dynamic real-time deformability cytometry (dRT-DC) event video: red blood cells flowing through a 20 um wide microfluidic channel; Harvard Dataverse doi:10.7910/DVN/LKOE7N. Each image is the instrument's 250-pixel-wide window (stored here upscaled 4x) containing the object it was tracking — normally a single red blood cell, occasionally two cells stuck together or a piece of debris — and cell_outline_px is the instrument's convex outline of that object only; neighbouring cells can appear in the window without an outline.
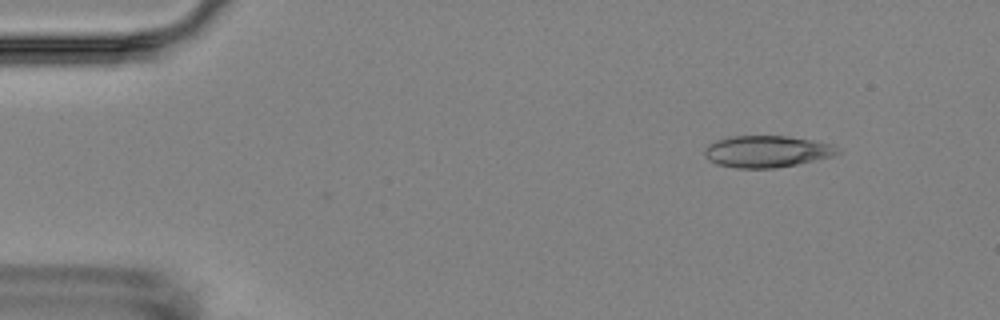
{"species": "Egyptian fruit bat (a non-hibernating species)", "species_latin": "Rousettus aegyptiacus", "temperature_condition": "room temperature", "stored_images_in_passage": 2, "camera_frame_rate_fps": 3000, "um_per_image_px": 0.085, "animal": {"sex": "female"}, "frame": {"image": 1, "passage_image": 2, "time_ms": 1.0, "image_size_px": [1000, 320], "cell_outline_px": [[840, 152], [832, 156], [796, 164], [772, 168], [736, 168], [716, 164], [708, 160], [704, 156], [704, 148], [708, 144], [716, 140], [728, 136], [788, 136], [812, 140], [832, 144], [840, 148]], "centroid_in_image_um": [65.14, 12.87], "position_along_channel_um": 19.9, "area_um2": 24.68}}